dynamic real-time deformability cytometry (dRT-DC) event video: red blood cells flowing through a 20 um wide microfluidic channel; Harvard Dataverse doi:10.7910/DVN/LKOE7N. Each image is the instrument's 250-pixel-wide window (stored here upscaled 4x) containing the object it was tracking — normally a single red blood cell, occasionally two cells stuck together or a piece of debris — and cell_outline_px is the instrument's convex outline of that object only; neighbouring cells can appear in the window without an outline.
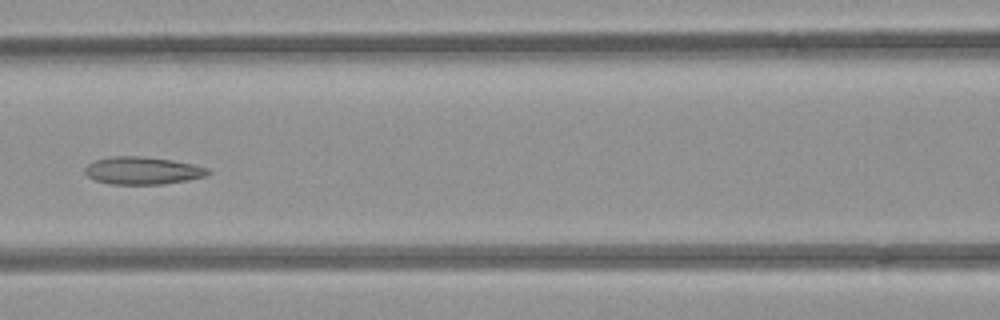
{"species": "common noctule bat (a hibernating species)", "species_latin": "Nyctalus noctula", "temperature_condition": "room temperature", "stored_images_in_passage": 7, "camera_frame_rate_fps": 3000, "um_per_image_px": 0.085, "animal": {"sex": "female", "body_mass_g": 21.9}, "frame": {"image": 1, "passage_image": 7, "time_ms": 7.0, "image_size_px": [1000, 320], "cell_outline_px": [[212, 172], [204, 176], [188, 180], [164, 184], [108, 184], [96, 180], [88, 176], [84, 172], [84, 168], [88, 164], [96, 160], [112, 156], [144, 156], [172, 160], [192, 164], [208, 168]], "centroid_in_image_um": [12.12, 14.5], "position_along_channel_um": 154.5, "area_um2": 19.77}}